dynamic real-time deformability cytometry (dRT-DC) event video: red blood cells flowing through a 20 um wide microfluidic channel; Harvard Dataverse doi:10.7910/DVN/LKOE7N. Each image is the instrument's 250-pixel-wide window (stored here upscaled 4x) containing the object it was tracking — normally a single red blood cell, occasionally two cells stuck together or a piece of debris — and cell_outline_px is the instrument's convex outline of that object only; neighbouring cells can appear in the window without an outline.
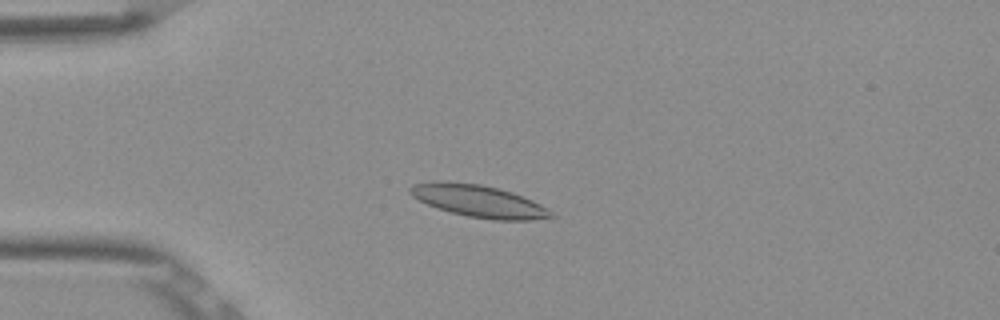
{"species": "Egyptian fruit bat (a non-hibernating species)", "species_latin": "Rousettus aegyptiacus", "temperature_condition": "room temperature", "stored_images_in_passage": 52, "camera_frame_rate_fps": 3000, "um_per_image_px": 0.085, "frame": {"image": 1, "passage_image": 13, "time_ms": 4.0, "image_size_px": [1000, 320], "cell_outline_px": [[556, 216], [532, 220], [492, 220], [468, 216], [452, 212], [428, 204], [412, 196], [408, 192], [408, 188], [412, 184], [432, 180], [444, 180], [480, 184], [512, 192], [532, 200], [548, 208]], "centroid_in_image_um": [40.66, 17.07], "position_along_channel_um": 44.3, "area_um2": 26.47}}
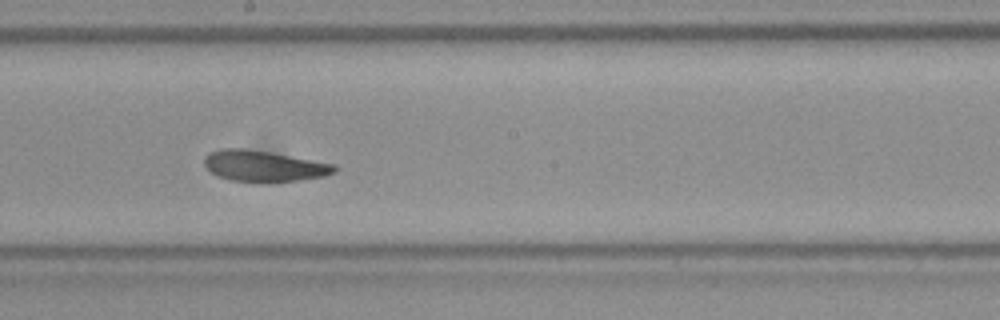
{"frame": {"image": 2, "passage_image": 29, "time_ms": 9.333, "image_size_px": [1000, 320], "cell_outline_px": [[336, 172], [324, 176], [300, 180], [232, 180], [216, 176], [204, 164], [204, 156], [208, 152], [220, 148], [244, 148], [272, 152], [336, 164]], "centroid_in_image_um": [22.42, 14.07], "position_along_channel_um": 225.8, "area_um2": 23.18}}
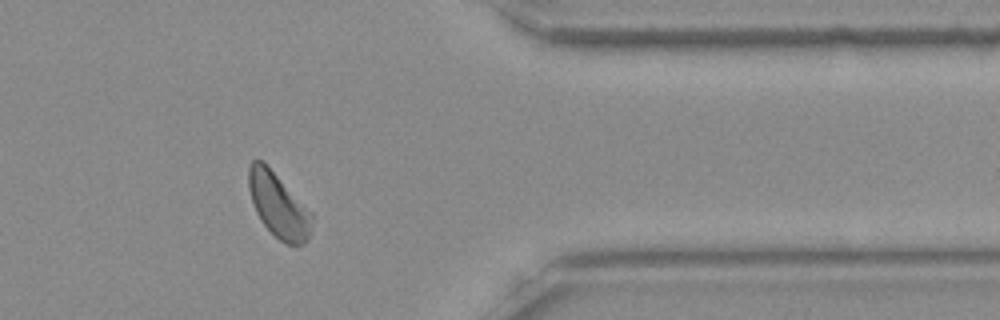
{"frame": {"image": 3, "passage_image": 43, "time_ms": 14.0, "image_size_px": [1000, 320], "cell_outline_px": [[312, 228], [308, 240], [304, 244], [288, 244], [280, 240], [260, 220], [256, 212], [248, 188], [248, 168], [252, 160], [260, 160], [312, 212]], "centroid_in_image_um": [23.67, 17.49], "position_along_channel_um": 387.7, "area_um2": 23.12}, "authors_computed_cell_mechanics": {"area_um2": 24.2471, "velocity_mm_per_s": 3.8196, "shape_relaxation_time_tau1_ms": 4.4418, "shape_relaxation_time_tau2_ms": 2.3759, "deformation_change_tau1": 0.1111, "deformation_change_tau2": 0.0873}}